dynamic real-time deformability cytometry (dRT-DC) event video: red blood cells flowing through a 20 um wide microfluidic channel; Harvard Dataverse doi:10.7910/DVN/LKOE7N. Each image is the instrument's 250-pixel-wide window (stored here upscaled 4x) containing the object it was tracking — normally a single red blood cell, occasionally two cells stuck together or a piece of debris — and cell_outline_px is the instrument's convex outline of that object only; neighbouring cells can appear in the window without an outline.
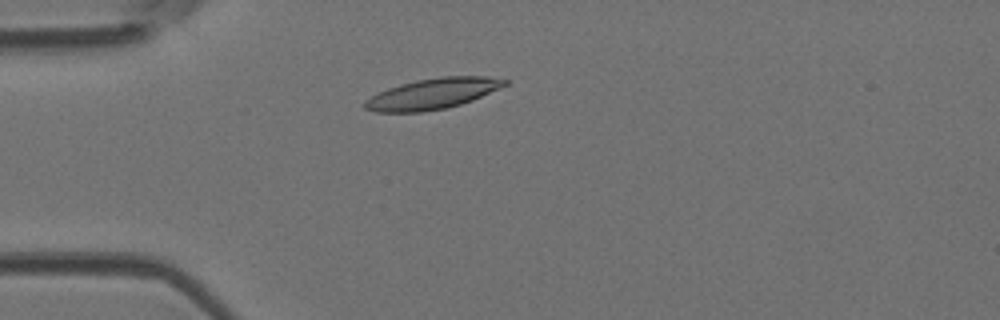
{"species": "Egyptian fruit bat (a non-hibernating species)", "species_latin": "Rousettus aegyptiacus", "temperature_condition": "room temperature", "stored_images_in_passage": 5, "camera_frame_rate_fps": 3000, "um_per_image_px": 0.085, "animal": {"sex": "female"}, "frame": {"image": 1, "passage_image": 3, "time_ms": 0.667, "image_size_px": [1000, 320], "cell_outline_px": [[508, 84], [500, 88], [472, 100], [460, 104], [444, 108], [420, 112], [376, 112], [364, 108], [364, 100], [388, 88], [400, 84], [416, 80], [440, 76], [488, 76], [508, 80]], "centroid_in_image_um": [36.78, 7.96], "position_along_channel_um": 48.2, "area_um2": 24.91}}
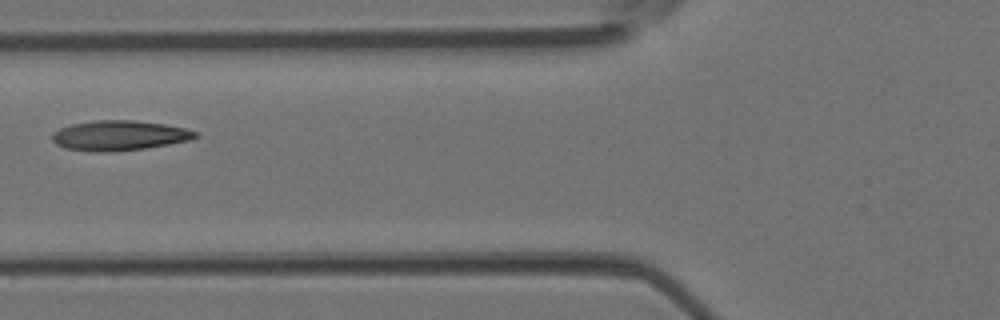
{"frame": {"image": 2, "passage_image": 5, "time_ms": 1.333, "image_size_px": [1000, 320], "cell_outline_px": [[200, 136], [188, 140], [168, 144], [144, 148], [108, 152], [96, 152], [64, 148], [56, 144], [52, 140], [52, 132], [60, 128], [72, 124], [96, 120], [136, 120], [164, 124], [184, 128], [200, 132]], "centroid_in_image_um": [10.13, 11.51], "position_along_channel_um": 115.7, "area_um2": 25.03}}